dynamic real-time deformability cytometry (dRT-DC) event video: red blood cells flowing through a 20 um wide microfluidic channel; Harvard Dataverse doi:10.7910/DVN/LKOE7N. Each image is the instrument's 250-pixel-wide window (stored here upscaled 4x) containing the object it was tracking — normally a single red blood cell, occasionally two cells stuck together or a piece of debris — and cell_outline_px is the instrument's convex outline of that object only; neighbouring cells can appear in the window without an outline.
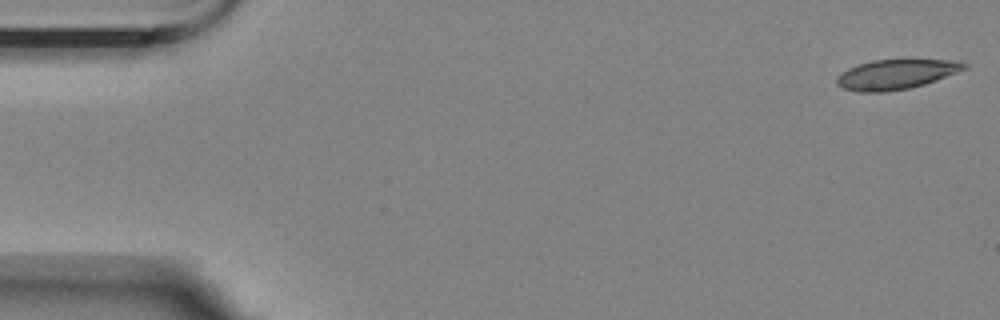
{"species": "Egyptian fruit bat (a non-hibernating species)", "species_latin": "Rousettus aegyptiacus", "temperature_condition": "room temperature", "stored_images_in_passage": 15, "camera_frame_rate_fps": 3000, "um_per_image_px": 0.085, "animal": {"sex": "female"}, "frame": {"image": 1, "passage_image": 1, "time_ms": 0.0, "image_size_px": [1000, 320], "cell_outline_px": [[968, 68], [936, 80], [924, 84], [908, 88], [884, 92], [860, 92], [844, 88], [836, 84], [836, 76], [848, 68], [872, 60], [956, 60], [968, 64]], "centroid_in_image_um": [76.16, 6.32], "position_along_channel_um": 8.8, "area_um2": 21.96}}
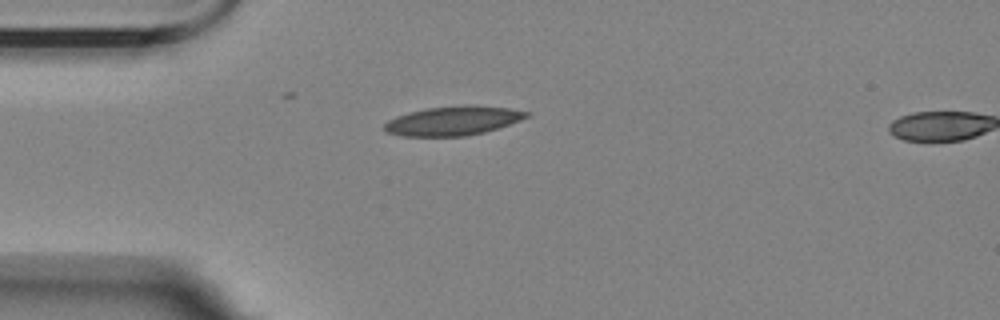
{"frame": {"image": 2, "passage_image": 14, "time_ms": 4.333, "image_size_px": [1000, 320], "cell_outline_px": [[532, 112], [528, 116], [520, 120], [484, 132], [464, 136], [404, 136], [388, 132], [384, 128], [384, 124], [388, 120], [396, 116], [408, 112], [424, 108], [464, 104], [476, 104], [508, 108]], "centroid_in_image_um": [38.51, 10.24], "position_along_channel_um": 46.5, "area_um2": 24.28}}